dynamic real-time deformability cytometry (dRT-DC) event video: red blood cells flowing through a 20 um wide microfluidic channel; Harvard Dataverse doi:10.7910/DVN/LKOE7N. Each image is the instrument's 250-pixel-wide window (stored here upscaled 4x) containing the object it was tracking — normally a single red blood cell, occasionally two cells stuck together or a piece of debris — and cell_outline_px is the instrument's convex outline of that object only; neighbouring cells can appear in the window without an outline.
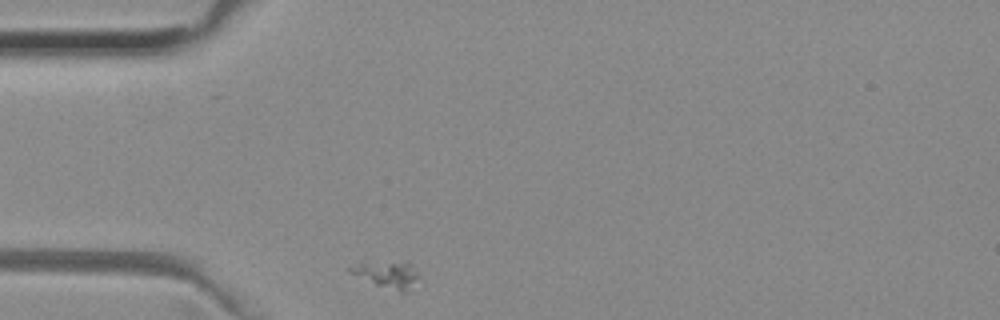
{"species": "common noctule bat (a hibernating species)", "species_latin": "Nyctalus noctula", "temperature_condition": "room temperature", "stored_images_in_passage": 32, "camera_frame_rate_fps": 3000, "um_per_image_px": 0.085, "animal": {"sex": "female", "body_mass_g": 29.2, "forearm_length_mm": 56.3}, "frame": {"image": 1, "passage_image": 1, "time_ms": 0.0, "image_size_px": [1000, 320], "cell_outline_px": [[420, 276], [400, 292], [376, 284], [348, 272], [348, 268], [364, 260], [412, 260]], "centroid_in_image_um": [32.89, 23.19], "position_along_channel_um": 52.1, "area_um2": 11.04}}
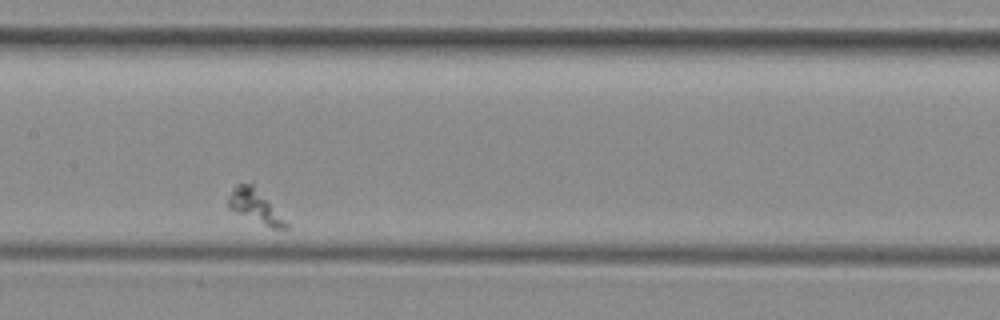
{"frame": {"image": 2, "passage_image": 14, "time_ms": 4.333, "image_size_px": [1000, 320], "cell_outline_px": [[288, 228], [272, 228], [236, 212], [228, 208], [228, 196], [232, 188], [236, 184], [252, 180], [288, 224]], "centroid_in_image_um": [21.65, 17.45], "position_along_channel_um": 185.8, "area_um2": 11.21}}
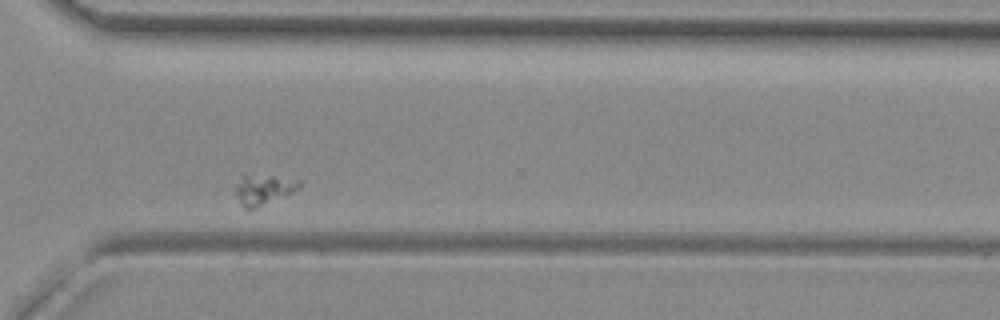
{"frame": {"image": 3, "passage_image": 28, "time_ms": 9.0, "image_size_px": [1000, 320], "cell_outline_px": [[304, 184], [292, 192], [248, 212], [240, 204], [236, 192], [236, 184], [240, 176], [272, 176], [304, 180]], "centroid_in_image_um": [22.42, 16.14], "position_along_channel_um": 348.2, "area_um2": 11.21}}